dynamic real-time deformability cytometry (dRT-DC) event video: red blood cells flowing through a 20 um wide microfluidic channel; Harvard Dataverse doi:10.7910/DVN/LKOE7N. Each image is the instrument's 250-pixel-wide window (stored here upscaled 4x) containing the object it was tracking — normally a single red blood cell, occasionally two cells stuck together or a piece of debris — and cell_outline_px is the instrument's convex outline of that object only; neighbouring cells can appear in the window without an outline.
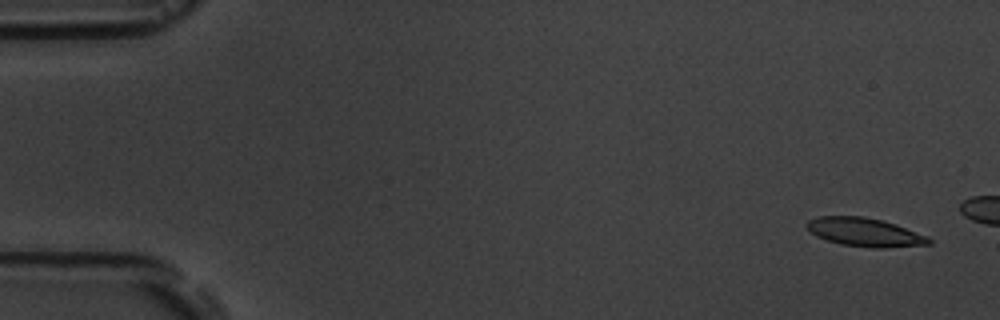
{"species": "common noctule bat (a hibernating species)", "species_latin": "Nyctalus noctula", "temperature_condition": "room temperature", "stored_images_in_passage": 4, "camera_frame_rate_fps": 3000, "um_per_image_px": 0.085, "animal": {"sex": "male", "body_mass_g": 19.5, "forearm_length_mm": 54.6}, "frame": {"image": 1, "passage_image": 1, "time_ms": 0.0, "image_size_px": [1000, 320], "cell_outline_px": [[932, 244], [884, 248], [872, 248], [840, 244], [816, 236], [804, 224], [808, 220], [820, 216], [864, 216], [896, 224], [928, 236], [932, 240]], "centroid_in_image_um": [73.53, 19.74], "position_along_channel_um": 11.5, "area_um2": 20.35}}